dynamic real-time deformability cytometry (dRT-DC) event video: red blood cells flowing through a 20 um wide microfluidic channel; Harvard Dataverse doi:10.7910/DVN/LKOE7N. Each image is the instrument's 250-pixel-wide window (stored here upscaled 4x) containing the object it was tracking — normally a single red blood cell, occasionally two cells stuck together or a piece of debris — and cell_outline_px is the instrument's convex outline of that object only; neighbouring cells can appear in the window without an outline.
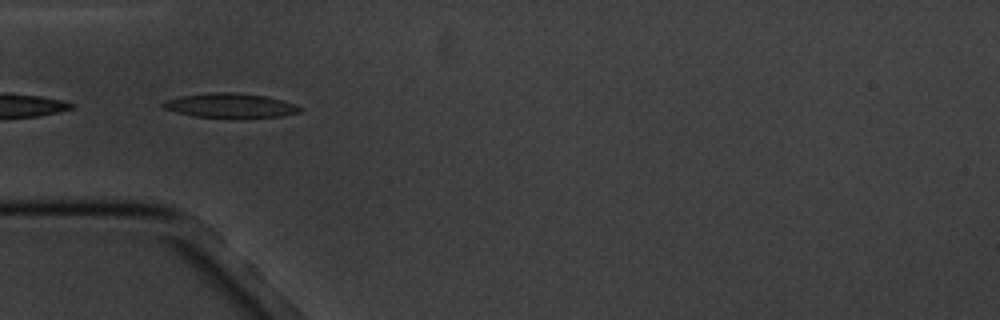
{"species": "common noctule bat (a hibernating species)", "species_latin": "Nyctalus noctula", "temperature_condition": "cold", "stored_images_in_passage": 3, "camera_frame_rate_fps": 3000, "um_per_image_px": 0.085, "animal": {"sex": "male", "body_mass_g": 20.1, "forearm_length_mm": 53.5}, "frame": {"image": 1, "passage_image": 2, "time_ms": 1.333, "image_size_px": [1000, 320], "cell_outline_px": [[304, 108], [300, 112], [280, 116], [192, 116], [176, 112], [164, 108], [160, 104], [164, 100], [180, 96], [212, 92], [236, 92], [268, 96], [284, 100], [296, 104]], "centroid_in_image_um": [19.58, 8.93], "position_along_channel_um": 65.4, "area_um2": 19.19}}